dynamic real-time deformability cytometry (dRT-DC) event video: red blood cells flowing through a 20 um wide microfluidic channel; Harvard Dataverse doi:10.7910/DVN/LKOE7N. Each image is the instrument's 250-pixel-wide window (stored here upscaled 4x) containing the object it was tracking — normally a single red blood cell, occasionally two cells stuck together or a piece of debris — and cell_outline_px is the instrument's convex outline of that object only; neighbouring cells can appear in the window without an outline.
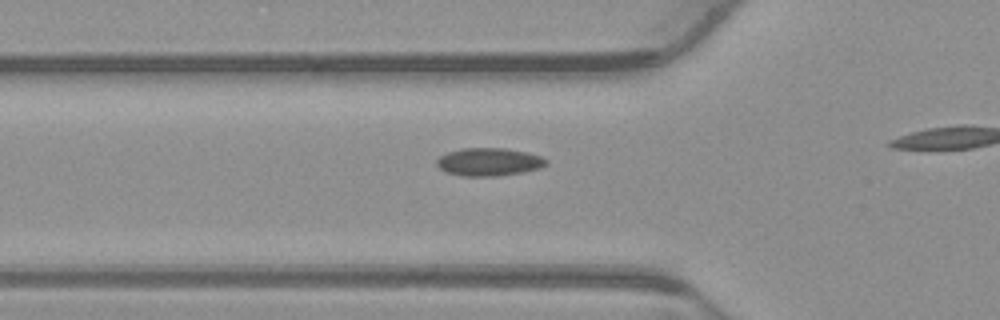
{"species": "common noctule bat (a hibernating species)", "species_latin": "Nyctalus noctula", "temperature_condition": "warm", "stored_images_in_passage": 19, "camera_frame_rate_fps": 3000, "um_per_image_px": 0.085, "animal": {"sex": "male", "body_mass_g": 23.1, "forearm_length_mm": 52.7}, "frame": {"image": 1, "passage_image": 14, "time_ms": 4.333, "image_size_px": [1000, 320], "cell_outline_px": [[548, 164], [540, 168], [524, 172], [496, 176], [460, 176], [448, 172], [440, 168], [436, 164], [436, 160], [440, 156], [448, 152], [464, 148], [504, 148], [528, 152], [540, 156], [548, 160]], "centroid_in_image_um": [41.59, 13.76], "position_along_channel_um": 84.2, "area_um2": 17.86}}